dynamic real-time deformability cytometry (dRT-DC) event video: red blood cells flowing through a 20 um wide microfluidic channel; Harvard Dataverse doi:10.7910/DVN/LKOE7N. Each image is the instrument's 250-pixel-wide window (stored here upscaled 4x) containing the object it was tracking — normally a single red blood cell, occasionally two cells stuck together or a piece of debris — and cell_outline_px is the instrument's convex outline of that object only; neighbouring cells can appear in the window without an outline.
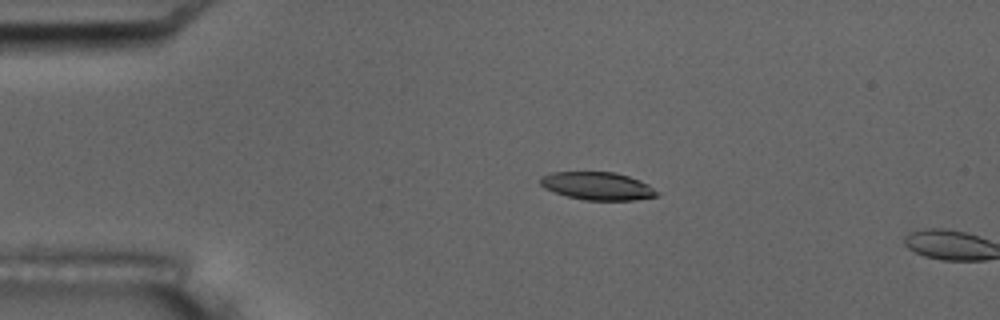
{"species": "common noctule bat (a hibernating species)", "species_latin": "Nyctalus noctula", "temperature_condition": "room temperature", "stored_images_in_passage": 3, "camera_frame_rate_fps": 3000, "um_per_image_px": 0.085, "animal": {"sex": "male", "body_mass_g": 17.5, "forearm_length_mm": 52.3}, "frame": {"image": 1, "passage_image": 2, "time_ms": 1.333, "image_size_px": [1000, 320], "cell_outline_px": [[660, 196], [636, 200], [584, 200], [568, 196], [544, 188], [540, 184], [540, 176], [552, 172], [616, 172], [640, 180], [648, 184], [660, 192]], "centroid_in_image_um": [50.83, 15.81], "position_along_channel_um": 34.2, "area_um2": 19.07}}